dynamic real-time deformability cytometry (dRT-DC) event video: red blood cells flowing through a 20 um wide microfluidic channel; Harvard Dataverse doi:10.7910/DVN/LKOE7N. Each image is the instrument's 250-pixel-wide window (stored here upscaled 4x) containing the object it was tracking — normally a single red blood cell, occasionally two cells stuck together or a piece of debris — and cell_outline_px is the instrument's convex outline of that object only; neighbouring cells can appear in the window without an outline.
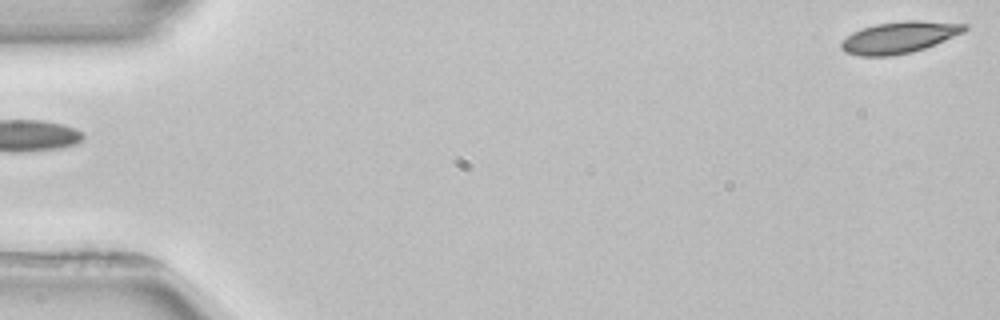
{"species": "common noctule bat (a hibernating species)", "species_latin": "Nyctalus noctula", "temperature_condition": "room temperature", "stored_images_in_passage": 4, "segment_of_instrument_passage": [2, 2], "camera_frame_rate_fps": 3000, "um_per_image_px": 0.085, "animal": {"sex": "female", "body_mass_g": 22.7, "forearm_length_mm": 54.2}, "frame": {"image": 1, "passage_image": 4, "time_ms": 5.667, "image_size_px": [1000, 320], "cell_outline_px": [[968, 28], [964, 32], [924, 48], [912, 52], [892, 56], [860, 56], [844, 52], [840, 48], [840, 40], [852, 32], [876, 24], [904, 20], [920, 20], [968, 24]], "centroid_in_image_um": [76.4, 3.17], "position_along_channel_um": 8.6, "area_um2": 22.83}}